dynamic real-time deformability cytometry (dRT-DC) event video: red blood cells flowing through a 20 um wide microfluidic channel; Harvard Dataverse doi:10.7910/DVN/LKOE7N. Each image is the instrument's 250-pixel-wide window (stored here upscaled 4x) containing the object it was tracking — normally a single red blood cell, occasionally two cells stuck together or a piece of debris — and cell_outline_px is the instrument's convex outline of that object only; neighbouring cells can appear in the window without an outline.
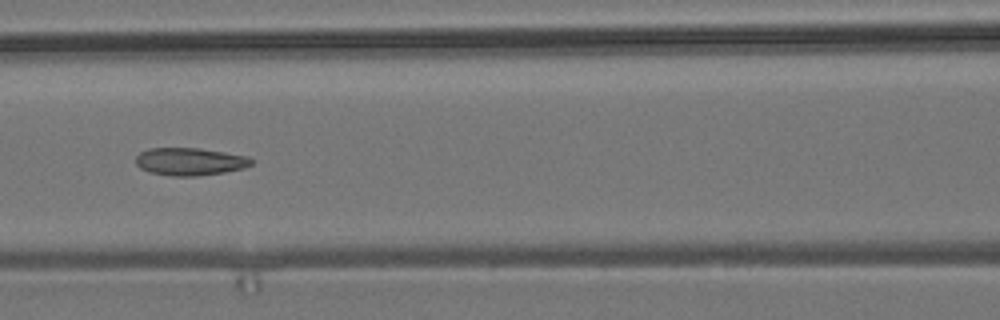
{"species": "common noctule bat (a hibernating species)", "species_latin": "Nyctalus noctula", "temperature_condition": "room temperature", "stored_images_in_passage": 8, "camera_frame_rate_fps": 3000, "um_per_image_px": 0.085, "animal": {"sex": "male", "body_mass_g": 19.2, "forearm_length_mm": 51.8}, "frame": {"image": 1, "passage_image": 7, "time_ms": 6.667, "image_size_px": [1000, 320], "cell_outline_px": [[252, 164], [244, 168], [224, 172], [196, 176], [172, 176], [148, 172], [140, 168], [136, 164], [136, 156], [140, 152], [148, 148], [200, 148], [248, 156], [252, 160]], "centroid_in_image_um": [16.12, 13.73], "position_along_channel_um": 150.5, "area_um2": 18.67}}
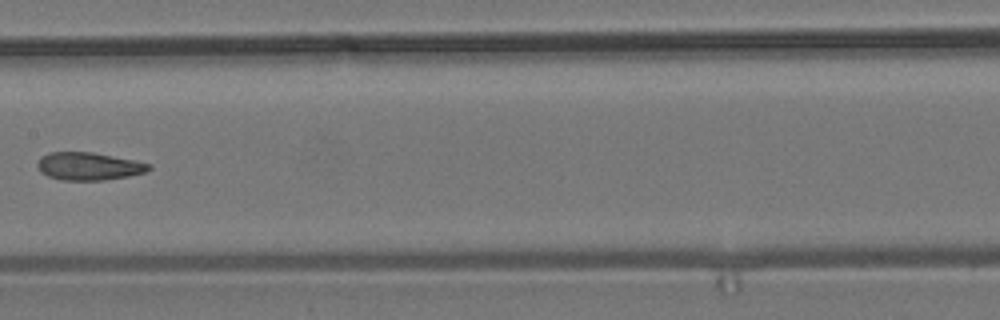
{"frame": {"image": 2, "passage_image": 8, "time_ms": 8.0, "image_size_px": [1000, 320], "cell_outline_px": [[152, 168], [148, 172], [128, 176], [104, 180], [60, 180], [48, 176], [40, 172], [36, 164], [40, 156], [48, 152], [92, 152], [152, 164]], "centroid_in_image_um": [7.52, 14.13], "position_along_channel_um": 199.9, "area_um2": 18.15}}